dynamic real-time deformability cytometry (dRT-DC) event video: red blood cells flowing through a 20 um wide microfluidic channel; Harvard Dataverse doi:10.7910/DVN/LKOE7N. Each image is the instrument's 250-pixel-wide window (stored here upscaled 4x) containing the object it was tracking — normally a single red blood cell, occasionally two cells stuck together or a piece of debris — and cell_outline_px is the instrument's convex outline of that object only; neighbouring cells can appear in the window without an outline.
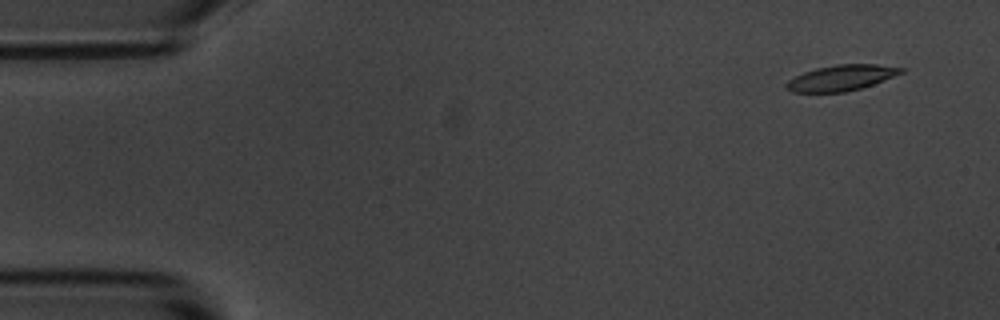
{"species": "common noctule bat (a hibernating species)", "species_latin": "Nyctalus noctula", "temperature_condition": "room temperature", "stored_images_in_passage": 6, "camera_frame_rate_fps": 3000, "um_per_image_px": 0.085, "animal": {"sex": "male", "body_mass_g": 20.1, "forearm_length_mm": 53.5}, "frame": {"image": 1, "passage_image": 1, "time_ms": 0.0, "image_size_px": [1000, 320], "cell_outline_px": [[904, 72], [872, 84], [860, 88], [844, 92], [792, 92], [788, 88], [788, 80], [804, 72], [816, 68], [836, 64], [876, 64], [904, 68]], "centroid_in_image_um": [71.53, 6.6], "position_along_channel_um": 13.5, "area_um2": 16.82}}
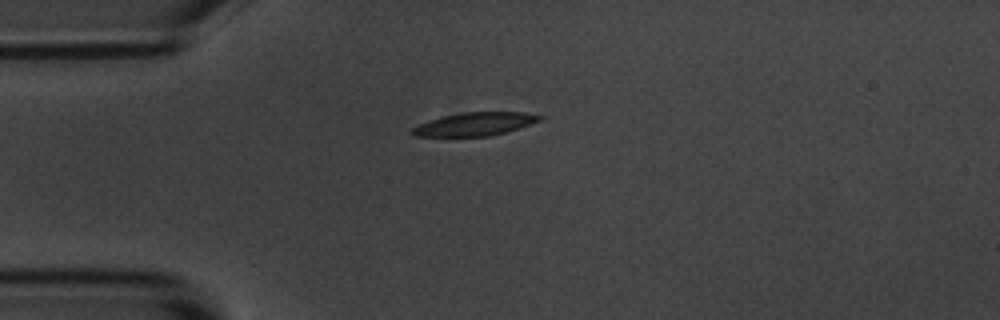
{"frame": {"image": 2, "passage_image": 4, "time_ms": 3.333, "image_size_px": [1000, 320], "cell_outline_px": [[544, 116], [540, 120], [504, 132], [488, 136], [416, 136], [412, 132], [412, 128], [428, 120], [444, 116], [464, 112], [524, 112]], "centroid_in_image_um": [40.35, 10.54], "position_along_channel_um": 44.7, "area_um2": 16.82}}
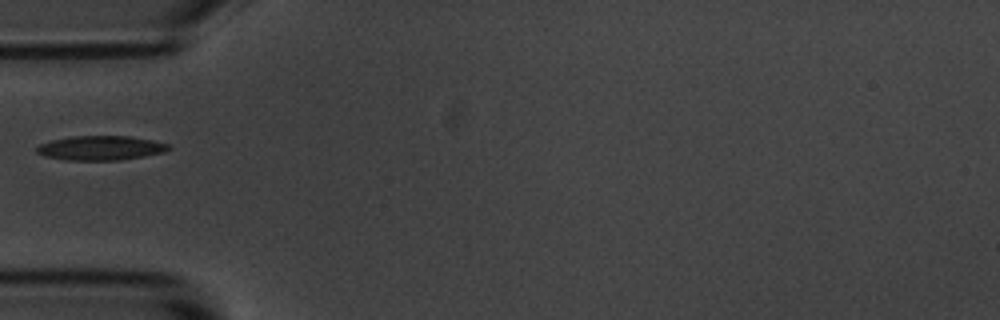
{"frame": {"image": 3, "passage_image": 5, "time_ms": 4.667, "image_size_px": [1000, 320], "cell_outline_px": [[172, 148], [164, 152], [144, 156], [120, 160], [68, 160], [44, 156], [36, 152], [36, 148], [40, 144], [52, 140], [72, 136], [128, 136], [152, 140], [168, 144]], "centroid_in_image_um": [8.56, 12.58], "position_along_channel_um": 76.4, "area_um2": 18.67}}